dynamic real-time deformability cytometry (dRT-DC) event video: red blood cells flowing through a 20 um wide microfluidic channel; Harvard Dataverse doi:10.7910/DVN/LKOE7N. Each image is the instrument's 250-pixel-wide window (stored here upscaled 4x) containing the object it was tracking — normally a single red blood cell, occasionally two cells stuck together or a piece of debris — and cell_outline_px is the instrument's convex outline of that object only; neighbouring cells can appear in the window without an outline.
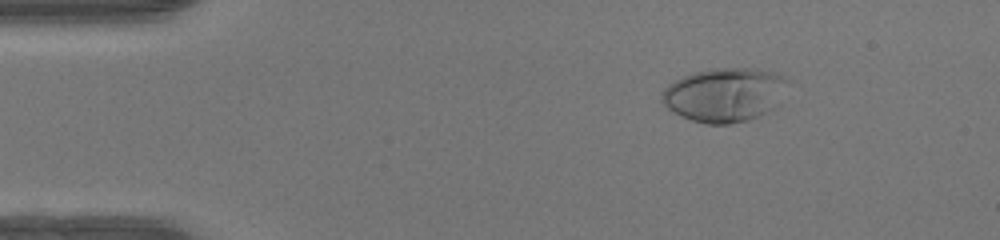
{"species": "human", "species_latin": "Homo sapiens", "temperature_condition": "warm", "stored_images_in_passage": 45, "camera_frame_rate_fps": 3000, "um_per_image_px": 0.085, "donor": {"sex": "female"}, "frame": {"image": 1, "passage_image": 3, "time_ms": 0.667, "image_size_px": [1000, 240], "cell_outline_px": [[788, 80], [772, 108], [760, 116], [748, 120], [728, 124], [708, 124], [692, 120], [680, 116], [668, 108], [660, 100], [660, 96], [664, 88], [668, 84], [684, 76], [696, 72], [716, 68], [756, 68], [772, 72], [784, 76]], "centroid_in_image_um": [61.53, 8.05], "position_along_channel_um": 23.5, "area_um2": 39.07}}
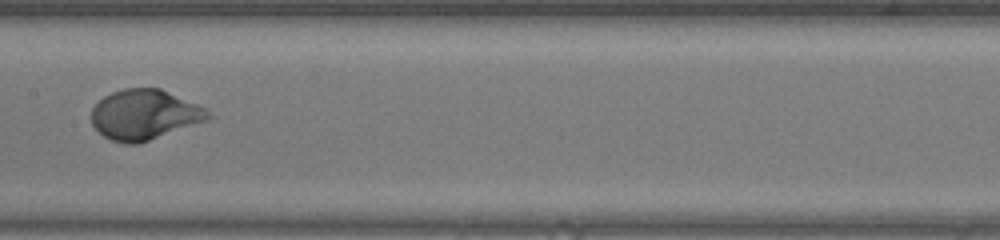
{"frame": {"image": 2, "passage_image": 21, "time_ms": 6.667, "image_size_px": [1000, 240], "cell_outline_px": [[216, 116], [208, 120], [136, 144], [124, 144], [112, 140], [104, 136], [92, 124], [92, 108], [104, 96], [112, 92], [124, 88], [160, 88], [208, 108]], "centroid_in_image_um": [12.33, 9.73], "position_along_channel_um": 195.1, "area_um2": 34.1}}
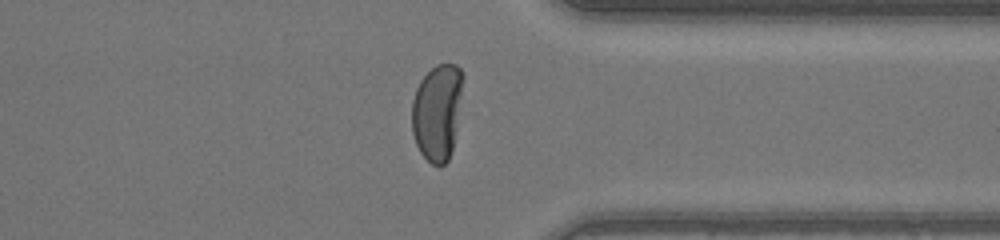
{"frame": {"image": 3, "passage_image": 34, "time_ms": 11.0, "image_size_px": [1000, 240], "cell_outline_px": [[464, 76], [452, 152], [448, 160], [440, 168], [432, 164], [420, 152], [416, 144], [412, 132], [412, 100], [416, 88], [420, 80], [436, 64], [456, 64], [464, 72]], "centroid_in_image_um": [37.16, 9.52], "position_along_channel_um": 374.2, "area_um2": 28.78}, "authors_computed_cell_mechanics": {"area_um2": 34.102, "velocity_mm_per_s": 4.2066, "shape_relaxation_time_tau1_ms": 3.0719, "shape_relaxation_time_tau2_ms": null, "deformation_change_tau1": 0.229, "deformation_change_tau2": null}}